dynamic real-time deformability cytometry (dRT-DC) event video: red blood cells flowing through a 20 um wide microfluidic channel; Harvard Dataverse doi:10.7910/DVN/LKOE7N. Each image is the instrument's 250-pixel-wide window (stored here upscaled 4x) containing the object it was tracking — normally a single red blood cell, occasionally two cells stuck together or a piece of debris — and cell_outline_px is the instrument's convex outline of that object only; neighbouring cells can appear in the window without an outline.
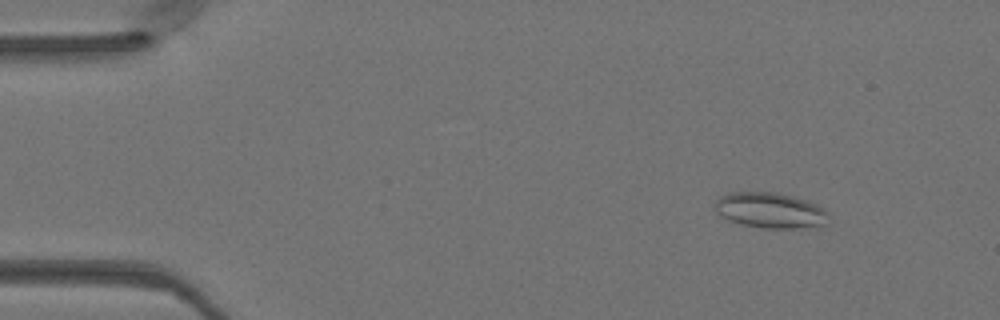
{"species": "Egyptian fruit bat (a non-hibernating species)", "species_latin": "Rousettus aegyptiacus", "temperature_condition": "warm", "stored_images_in_passage": 49, "camera_frame_rate_fps": 3000, "um_per_image_px": 0.085, "animal": {"sex": "female"}, "frame": {"image": 1, "passage_image": 6, "time_ms": 1.667, "image_size_px": [1000, 320], "cell_outline_px": [[828, 212], [824, 224], [796, 228], [760, 228], [740, 224], [728, 220], [720, 216], [712, 208], [712, 204], [720, 196], [728, 192], [776, 192], [808, 200], [824, 208]], "centroid_in_image_um": [65.38, 17.86], "position_along_channel_um": 19.6, "area_um2": 23.76}}
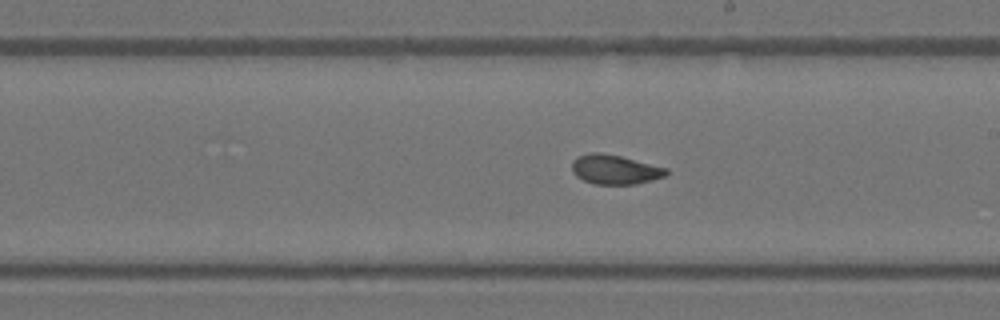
{"frame": {"image": 2, "passage_image": 28, "time_ms": 9.0, "image_size_px": [1000, 320], "cell_outline_px": [[668, 172], [664, 176], [652, 180], [636, 184], [596, 184], [584, 180], [576, 176], [572, 172], [572, 160], [576, 156], [588, 152], [600, 152], [620, 156], [668, 168]], "centroid_in_image_um": [52.23, 14.39], "position_along_channel_um": 236.8, "area_um2": 16.24}}
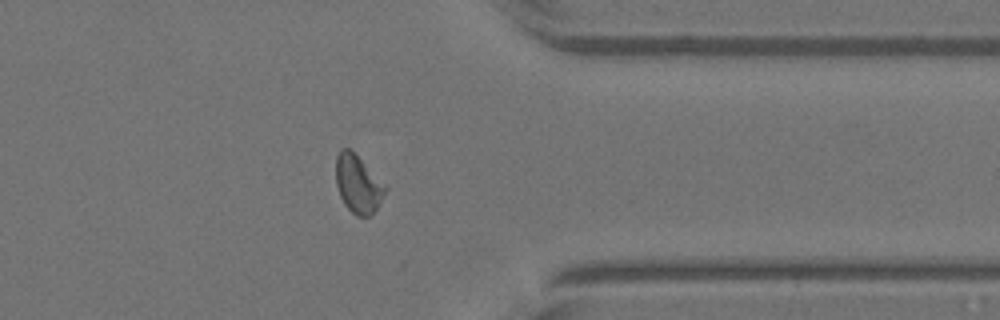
{"frame": {"image": 3, "passage_image": 39, "time_ms": 12.667, "image_size_px": [1000, 320], "cell_outline_px": [[388, 188], [376, 208], [368, 216], [356, 216], [344, 204], [340, 196], [336, 184], [336, 156], [340, 148], [348, 148]], "centroid_in_image_um": [30.39, 15.66], "position_along_channel_um": 381.0, "area_um2": 16.13}}